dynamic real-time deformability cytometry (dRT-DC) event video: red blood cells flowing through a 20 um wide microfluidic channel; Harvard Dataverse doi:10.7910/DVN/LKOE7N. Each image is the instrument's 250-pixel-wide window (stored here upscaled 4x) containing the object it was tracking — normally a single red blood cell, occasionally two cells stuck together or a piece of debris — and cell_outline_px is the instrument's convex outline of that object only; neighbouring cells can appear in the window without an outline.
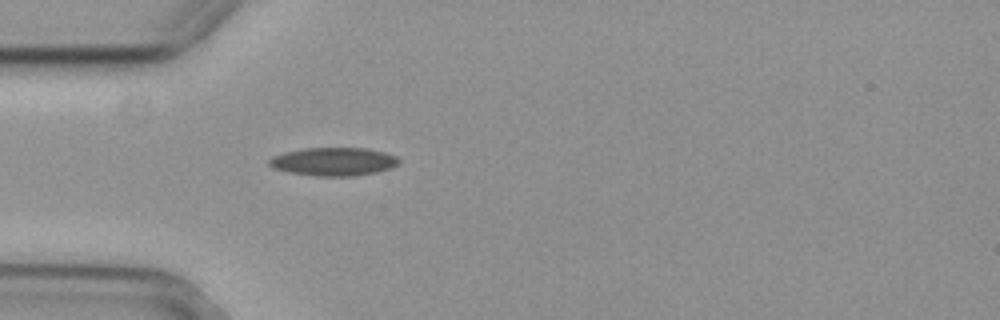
{"species": "common noctule bat (a hibernating species)", "species_latin": "Nyctalus noctula", "temperature_condition": "cold", "stored_images_in_passage": 33, "camera_frame_rate_fps": 3000, "um_per_image_px": 0.085, "animal": {"sex": "female", "body_mass_g": 29.2, "forearm_length_mm": 56.3}, "frame": {"image": 1, "passage_image": 1, "time_ms": 0.0, "image_size_px": [1000, 320], "cell_outline_px": [[400, 160], [392, 168], [376, 172], [352, 176], [320, 176], [292, 172], [272, 168], [268, 164], [268, 160], [272, 156], [284, 152], [304, 148], [368, 148], [384, 152], [396, 156]], "centroid_in_image_um": [28.35, 13.72], "position_along_channel_um": 56.7, "area_um2": 21.27}}
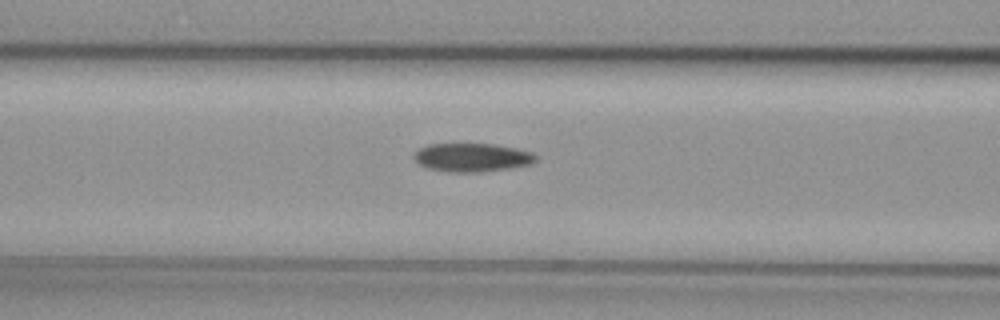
{"frame": {"image": 2, "passage_image": 7, "time_ms": 2.0, "image_size_px": [1000, 320], "cell_outline_px": [[536, 160], [532, 164], [508, 168], [480, 172], [448, 172], [428, 168], [420, 164], [412, 156], [420, 148], [428, 144], [496, 144], [516, 148], [532, 152], [536, 156]], "centroid_in_image_um": [40.13, 13.38], "position_along_channel_um": 126.5, "area_um2": 20.17}}
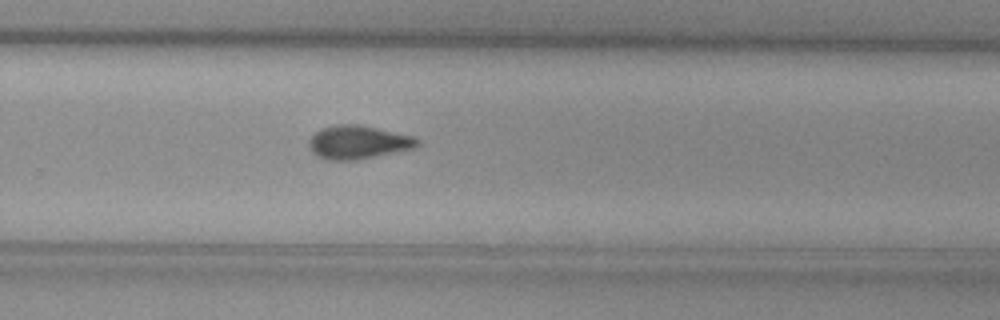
{"frame": {"image": 3, "passage_image": 21, "time_ms": 6.667, "image_size_px": [1000, 320], "cell_outline_px": [[420, 144], [416, 148], [356, 160], [328, 160], [312, 152], [308, 144], [312, 136], [320, 128], [336, 124], [356, 124], [376, 128], [412, 136], [420, 140]], "centroid_in_image_um": [30.45, 12.09], "position_along_channel_um": 299.3, "area_um2": 20.98}}